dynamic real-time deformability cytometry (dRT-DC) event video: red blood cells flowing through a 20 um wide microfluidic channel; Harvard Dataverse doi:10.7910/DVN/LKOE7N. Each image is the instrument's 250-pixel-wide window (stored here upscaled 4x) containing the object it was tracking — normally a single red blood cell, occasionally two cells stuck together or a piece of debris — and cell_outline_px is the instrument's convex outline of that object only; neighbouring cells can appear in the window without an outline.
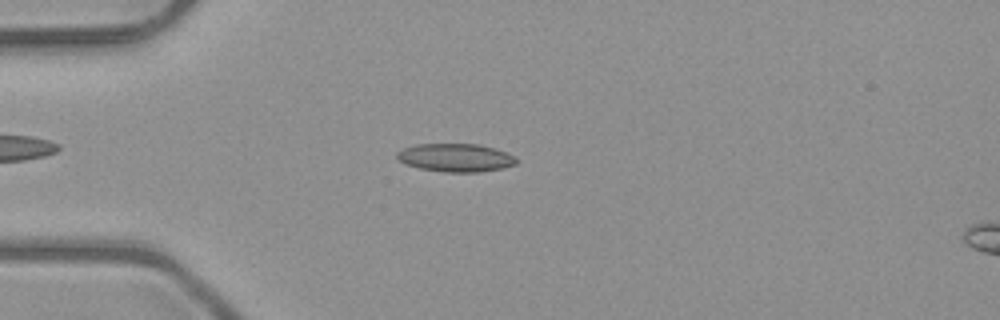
{"species": "common noctule bat (a hibernating species)", "species_latin": "Nyctalus noctula", "temperature_condition": "room temperature", "stored_images_in_passage": 50, "camera_frame_rate_fps": 3000, "um_per_image_px": 0.085, "animal": {"sex": "male", "body_mass_g": 23.1, "forearm_length_mm": 52.7}, "frame": {"image": 1, "passage_image": 13, "time_ms": 4.0, "image_size_px": [1000, 320], "cell_outline_px": [[516, 164], [504, 168], [480, 172], [444, 172], [420, 168], [408, 164], [400, 160], [396, 156], [396, 152], [404, 148], [416, 144], [476, 144], [492, 148], [504, 152], [512, 156], [516, 160]], "centroid_in_image_um": [38.71, 13.41], "position_along_channel_um": 46.3, "area_um2": 19.31}}
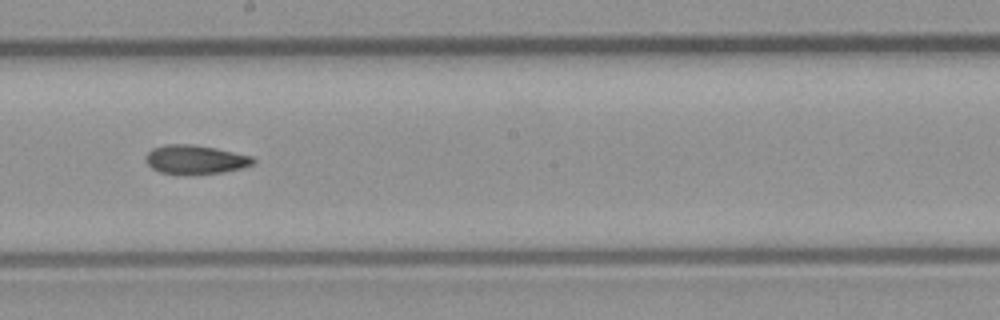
{"frame": {"image": 2, "passage_image": 28, "time_ms": 9.0, "image_size_px": [1000, 320], "cell_outline_px": [[256, 164], [244, 168], [224, 172], [188, 176], [184, 176], [160, 172], [152, 168], [148, 164], [148, 152], [152, 148], [168, 144], [192, 144], [216, 148], [252, 156], [256, 160]], "centroid_in_image_um": [16.67, 13.59], "position_along_channel_um": 231.5, "area_um2": 18.5}}
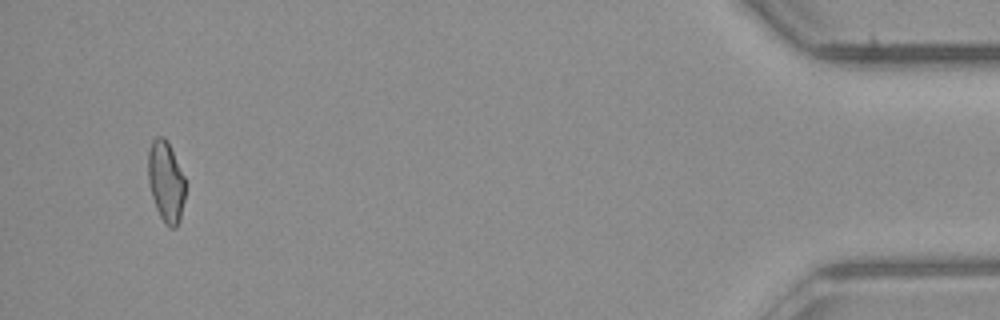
{"frame": {"image": 3, "passage_image": 48, "time_ms": 15.667, "image_size_px": [1000, 320], "cell_outline_px": [[184, 200], [180, 220], [176, 228], [172, 228], [164, 224], [156, 208], [152, 196], [148, 180], [148, 152], [152, 140], [156, 136], [164, 136], [168, 140], [184, 176]], "centroid_in_image_um": [14.1, 15.42], "position_along_channel_um": 421.1, "area_um2": 17.63}, "authors_computed_cell_mechanics": {"area_um2": 18.2648, "velocity_mm_per_s": 4.0607, "shape_relaxation_time_tau1_ms": 10.7136, "shape_relaxation_time_tau2_ms": 5.9487, "deformation_change_tau1": 0.2227, "deformation_change_tau2": 0.1395}}